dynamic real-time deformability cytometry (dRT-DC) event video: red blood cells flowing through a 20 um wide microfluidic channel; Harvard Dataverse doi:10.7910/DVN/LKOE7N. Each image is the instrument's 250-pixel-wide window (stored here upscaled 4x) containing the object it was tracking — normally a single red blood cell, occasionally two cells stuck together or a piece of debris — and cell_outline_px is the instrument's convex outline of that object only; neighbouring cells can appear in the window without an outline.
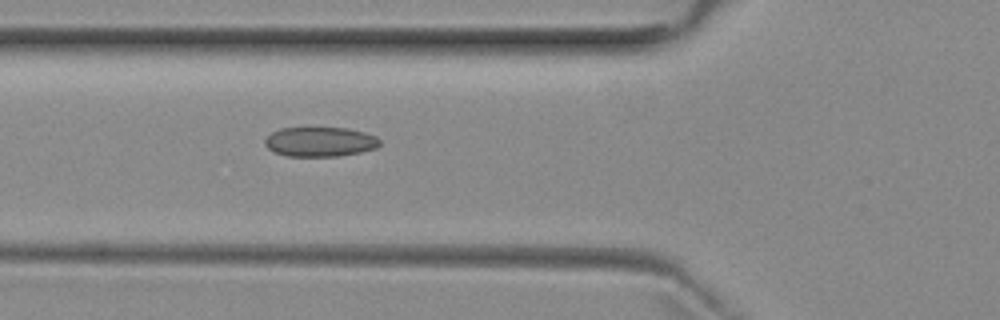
{"species": "common noctule bat (a hibernating species)", "species_latin": "Nyctalus noctula", "temperature_condition": "room temperature", "stored_images_in_passage": 5, "camera_frame_rate_fps": 3000, "um_per_image_px": 0.085, "animal": {"sex": "female", "body_mass_g": 29.2, "forearm_length_mm": 56.3}, "frame": {"image": 1, "passage_image": 5, "time_ms": 5.333, "image_size_px": [1000, 320], "cell_outline_px": [[380, 144], [376, 148], [360, 152], [340, 156], [288, 156], [272, 152], [264, 144], [264, 140], [272, 132], [280, 128], [348, 128], [364, 132], [376, 136], [380, 140]], "centroid_in_image_um": [27.19, 12.05], "position_along_channel_um": 98.6, "area_um2": 19.88}}